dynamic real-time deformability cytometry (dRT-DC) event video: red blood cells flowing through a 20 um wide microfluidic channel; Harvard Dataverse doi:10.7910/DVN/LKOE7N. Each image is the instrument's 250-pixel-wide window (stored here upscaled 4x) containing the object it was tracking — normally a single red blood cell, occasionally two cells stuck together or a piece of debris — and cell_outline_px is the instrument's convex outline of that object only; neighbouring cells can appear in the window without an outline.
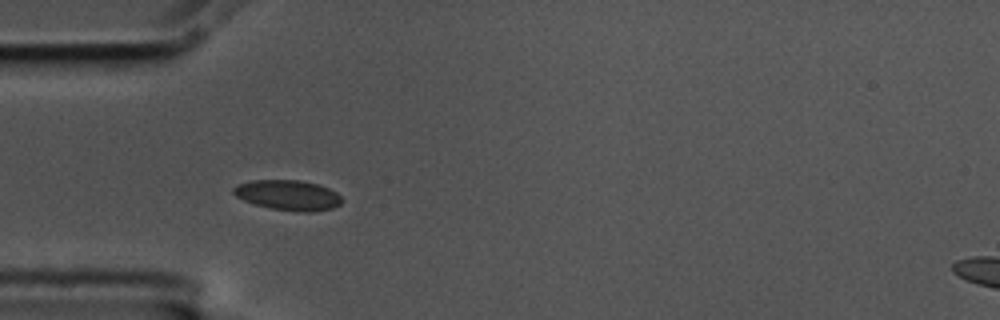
{"species": "common noctule bat (a hibernating species)", "species_latin": "Nyctalus noctula", "temperature_condition": "cold", "stored_images_in_passage": 40, "camera_frame_rate_fps": 3000, "um_per_image_px": 0.085, "animal": {"sex": "male", "body_mass_g": 17.5, "forearm_length_mm": 52.3}, "frame": {"image": 1, "passage_image": 7, "time_ms": 2.0, "image_size_px": [1000, 320], "cell_outline_px": [[340, 204], [332, 208], [312, 212], [296, 212], [272, 208], [256, 204], [244, 200], [236, 196], [232, 192], [232, 188], [236, 184], [252, 180], [300, 180], [316, 184], [328, 188], [336, 192], [340, 196]], "centroid_in_image_um": [24.45, 16.58], "position_along_channel_um": 60.5, "area_um2": 18.96}}
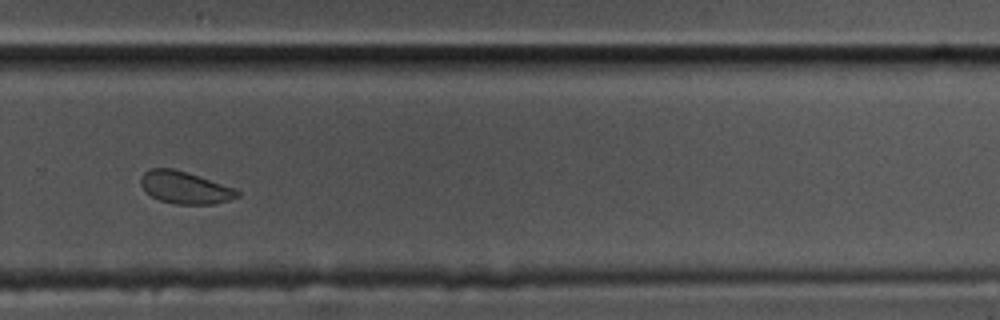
{"frame": {"image": 2, "passage_image": 29, "time_ms": 9.333, "image_size_px": [1000, 320], "cell_outline_px": [[244, 192], [240, 196], [228, 200], [212, 204], [176, 204], [160, 200], [152, 196], [140, 184], [140, 176], [144, 172], [152, 168], [172, 168], [188, 172], [236, 188]], "centroid_in_image_um": [15.77, 15.93], "position_along_channel_um": 314.0, "area_um2": 18.26}, "authors_computed_cell_mechanics": {"area_um2": 18.496, "velocity_mm_per_s": 3.4944, "shape_relaxation_time_tau1_ms": 1.6842, "shape_relaxation_time_tau2_ms": 1.496, "deformation_change_tau1": 0.0413, "deformation_change_tau2": 0.0436}}